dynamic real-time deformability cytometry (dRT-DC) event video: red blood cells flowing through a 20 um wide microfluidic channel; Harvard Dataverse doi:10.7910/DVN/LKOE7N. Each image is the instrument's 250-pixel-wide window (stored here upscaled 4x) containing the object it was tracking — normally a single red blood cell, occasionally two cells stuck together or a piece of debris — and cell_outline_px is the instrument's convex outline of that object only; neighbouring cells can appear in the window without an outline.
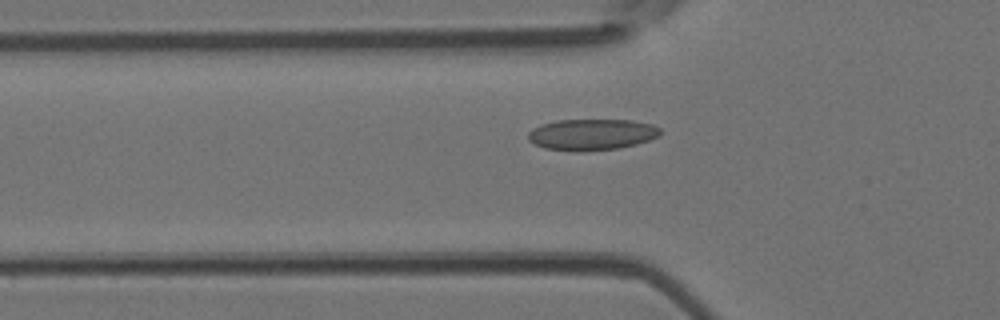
{"species": "Egyptian fruit bat (a non-hibernating species)", "species_latin": "Rousettus aegyptiacus", "temperature_condition": "room temperature", "stored_images_in_passage": 45, "camera_frame_rate_fps": 3000, "um_per_image_px": 0.085, "animal": {"sex": "female"}, "frame": {"image": 1, "passage_image": 16, "time_ms": 5.0, "image_size_px": [1000, 320], "cell_outline_px": [[660, 136], [636, 144], [620, 148], [544, 148], [528, 140], [528, 132], [532, 128], [540, 124], [556, 120], [632, 120], [652, 124], [660, 128]], "centroid_in_image_um": [50.33, 11.37], "position_along_channel_um": 75.5, "area_um2": 23.12}}
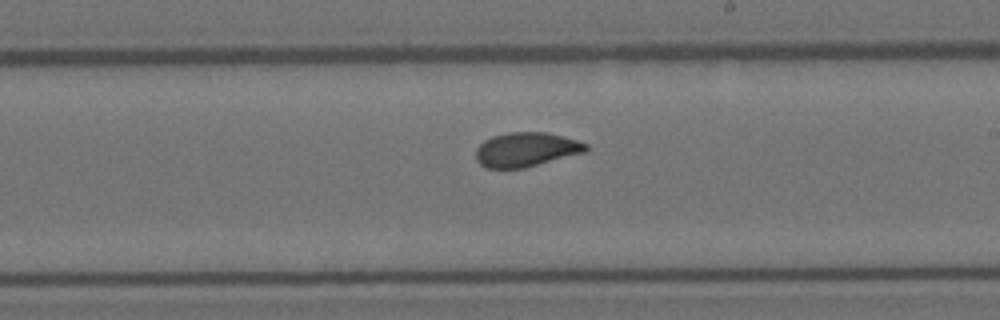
{"frame": {"image": 2, "passage_image": 28, "time_ms": 9.0, "image_size_px": [1000, 320], "cell_outline_px": [[588, 148], [584, 152], [524, 168], [484, 168], [476, 160], [476, 148], [484, 140], [492, 136], [508, 132], [544, 132], [576, 140], [588, 144]], "centroid_in_image_um": [44.67, 12.71], "position_along_channel_um": 244.3, "area_um2": 21.85}}
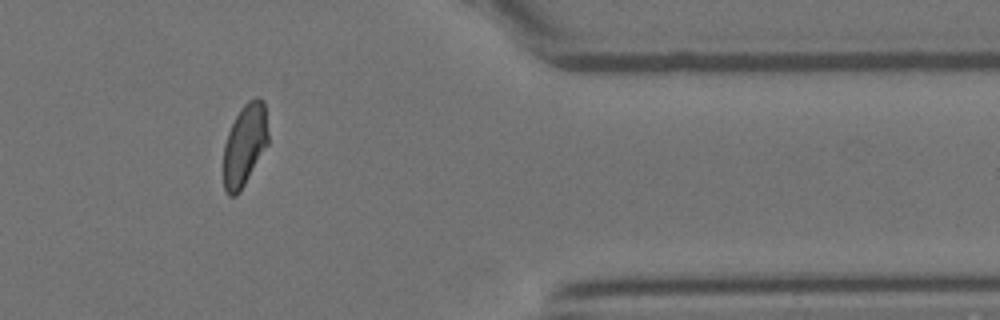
{"frame": {"image": 3, "passage_image": 40, "time_ms": 13.0, "image_size_px": [1000, 320], "cell_outline_px": [[268, 144], [240, 192], [236, 196], [228, 196], [224, 188], [224, 144], [228, 132], [236, 116], [244, 104], [248, 100], [256, 96], [260, 96], [264, 100], [268, 132]], "centroid_in_image_um": [20.81, 12.3], "position_along_channel_um": 390.6, "area_um2": 21.39}, "authors_computed_cell_mechanics": {"area_um2": 22.3686, "velocity_mm_per_s": 4.204, "shape_relaxation_time_tau1_ms": 4.1803, "shape_relaxation_time_tau2_ms": 0.7169, "deformation_change_tau1": 0.1464, "deformation_change_tau2": 0.0613}}